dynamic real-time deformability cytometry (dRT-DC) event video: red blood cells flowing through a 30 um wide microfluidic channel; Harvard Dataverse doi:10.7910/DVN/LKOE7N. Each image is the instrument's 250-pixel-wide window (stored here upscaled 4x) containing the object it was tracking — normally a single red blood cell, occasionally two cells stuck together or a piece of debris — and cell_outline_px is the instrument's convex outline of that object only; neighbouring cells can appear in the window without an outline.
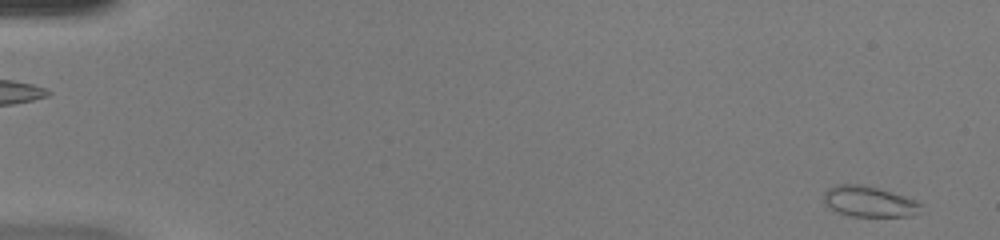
{"species": "common noctule bat (a hibernating species)", "species_latin": "Nyctalus noctula", "temperature_condition": "warm", "stored_images_in_passage": 48, "camera_frame_rate_fps": 3000, "um_per_image_px": 0.085, "animal": {"sex": "female", "body_mass_g": 20.0, "forearm_length_mm": 54.0}, "frame": {"image": 1, "passage_image": 2, "time_ms": 0.333, "image_size_px": [1000, 240], "cell_outline_px": [[920, 204], [912, 216], [848, 216], [836, 212], [824, 204], [824, 192], [828, 188], [836, 184], [864, 184], [880, 188], [916, 200]], "centroid_in_image_um": [73.78, 17.11], "position_along_channel_um": 11.2, "area_um2": 17.34}}
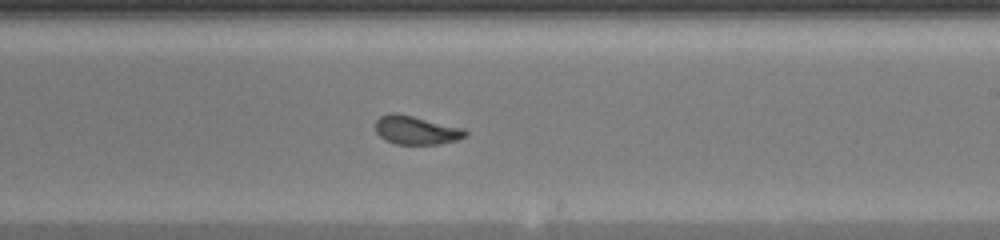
{"frame": {"image": 2, "passage_image": 30, "time_ms": 9.667, "image_size_px": [1000, 240], "cell_outline_px": [[468, 136], [456, 140], [440, 144], [396, 144], [380, 136], [376, 132], [376, 120], [380, 116], [388, 112], [396, 112], [464, 128], [468, 132]], "centroid_in_image_um": [35.39, 11.05], "position_along_channel_um": 253.6, "area_um2": 15.03}}
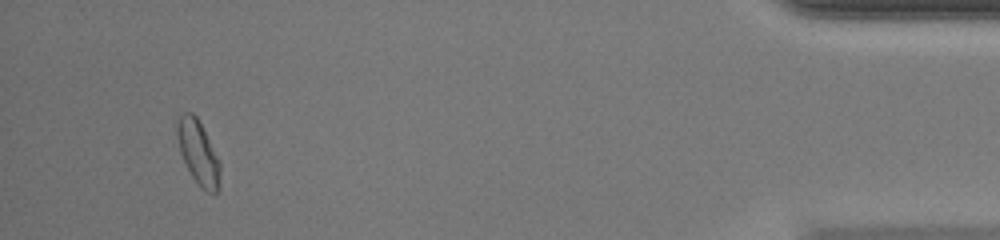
{"frame": {"image": 3, "passage_image": 46, "time_ms": 15.0, "image_size_px": [1000, 240], "cell_outline_px": [[220, 184], [216, 192], [208, 192], [200, 188], [192, 176], [180, 152], [176, 132], [176, 120], [184, 112], [192, 112], [196, 116], [220, 160]], "centroid_in_image_um": [16.85, 12.96], "position_along_channel_um": 418.4, "area_um2": 15.95}, "authors_computed_cell_mechanics": {"area_um2": 15.8661, "velocity_mm_per_s": 4.3116, "shape_relaxation_time_tau1_ms": null, "shape_relaxation_time_tau2_ms": 0.6838, "deformation_change_tau1": null, "deformation_change_tau2": 0.0551}}